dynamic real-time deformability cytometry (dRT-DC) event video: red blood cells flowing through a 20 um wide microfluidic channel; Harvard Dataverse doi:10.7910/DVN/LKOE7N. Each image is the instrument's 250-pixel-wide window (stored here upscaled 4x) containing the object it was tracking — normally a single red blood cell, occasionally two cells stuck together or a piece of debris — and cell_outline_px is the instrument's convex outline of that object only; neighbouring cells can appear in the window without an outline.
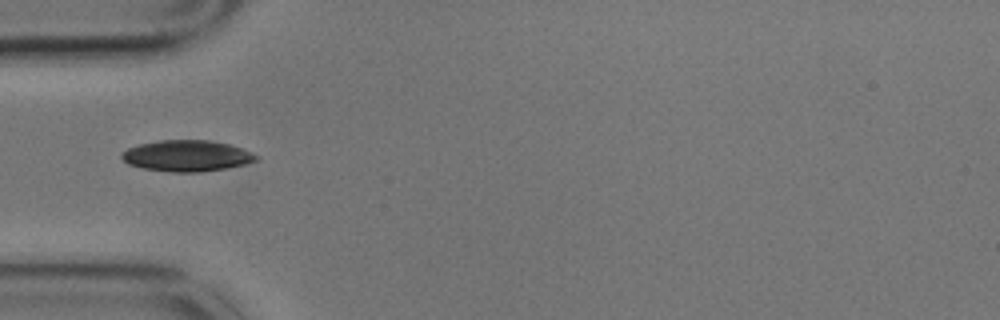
{"species": "common noctule bat (a hibernating species)", "species_latin": "Nyctalus noctula", "temperature_condition": "cold", "stored_images_in_passage": 29, "camera_frame_rate_fps": 3000, "um_per_image_px": 0.085, "animal": {"sex": "male", "body_mass_g": 17.9}, "frame": {"image": 1, "passage_image": 1, "time_ms": 0.0, "image_size_px": [1000, 320], "cell_outline_px": [[260, 160], [248, 164], [200, 172], [172, 172], [144, 168], [128, 164], [120, 156], [128, 148], [140, 144], [160, 140], [208, 140], [228, 144], [240, 148], [260, 156]], "centroid_in_image_um": [15.92, 13.25], "position_along_channel_um": 69.1, "area_um2": 24.28}}
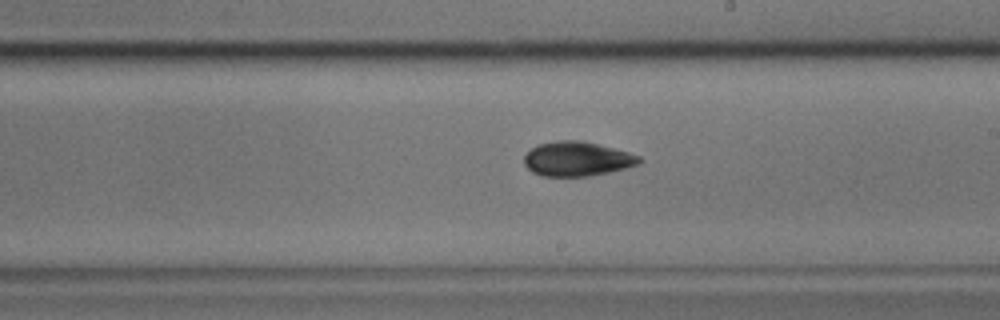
{"frame": {"image": 2, "passage_image": 16, "time_ms": 5.0, "image_size_px": [1000, 320], "cell_outline_px": [[644, 160], [640, 164], [608, 172], [588, 176], [544, 176], [532, 172], [524, 164], [524, 156], [532, 148], [540, 144], [556, 140], [580, 140], [628, 152], [640, 156]], "centroid_in_image_um": [49.06, 13.51], "position_along_channel_um": 239.9, "area_um2": 22.95}}
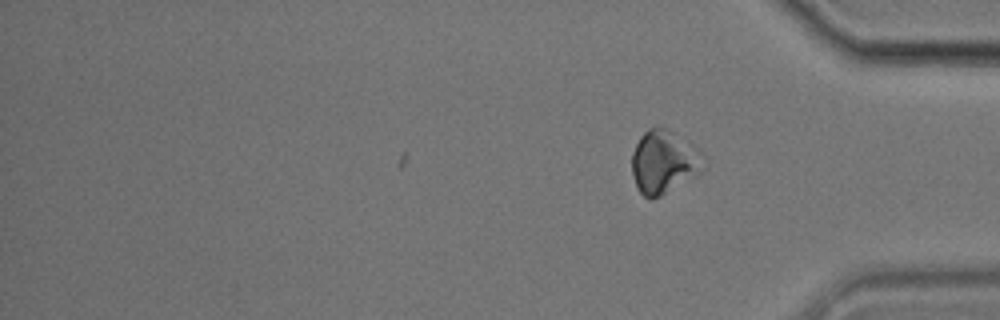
{"frame": {"image": 3, "passage_image": 29, "time_ms": 9.333, "image_size_px": [1000, 320], "cell_outline_px": [[708, 156], [704, 168], [700, 172], [660, 196], [652, 200], [644, 196], [636, 188], [632, 176], [632, 152], [640, 136], [648, 128], [668, 128], [700, 148]], "centroid_in_image_um": [56.46, 13.74], "position_along_channel_um": 378.7, "area_um2": 26.88}, "authors_computed_cell_mechanics": {"area_um2": 23.1778, "velocity_mm_per_s": 3.4008, "shape_relaxation_time_tau1_ms": 2.0925, "shape_relaxation_time_tau2_ms": 4.0596, "deformation_change_tau1": 0.0657, "deformation_change_tau2": 0.0675}}